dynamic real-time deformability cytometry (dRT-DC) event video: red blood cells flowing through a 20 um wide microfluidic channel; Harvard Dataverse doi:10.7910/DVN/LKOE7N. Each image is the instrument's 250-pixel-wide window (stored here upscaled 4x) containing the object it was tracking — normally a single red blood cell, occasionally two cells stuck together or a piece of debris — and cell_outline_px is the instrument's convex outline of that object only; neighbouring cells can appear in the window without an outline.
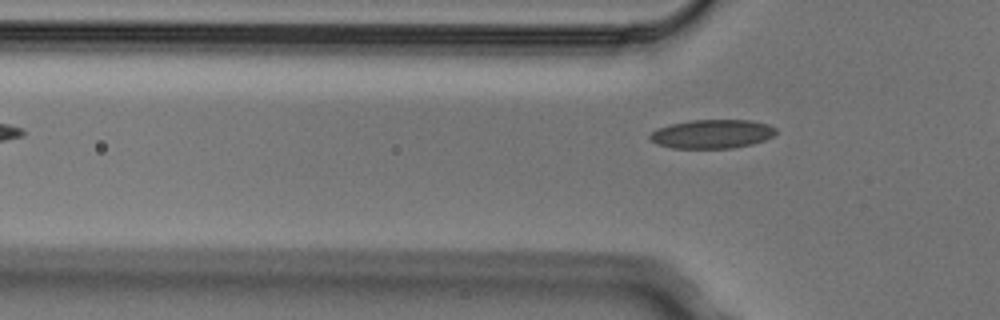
{"species": "Egyptian fruit bat (a non-hibernating species)", "species_latin": "Rousettus aegyptiacus", "temperature_condition": "cold", "stored_images_in_passage": 2, "camera_frame_rate_fps": 3000, "um_per_image_px": 0.085, "animal": {"sex": "male"}, "frame": {"image": 1, "passage_image": 2, "time_ms": 0.333, "image_size_px": [1000, 320], "cell_outline_px": [[776, 132], [772, 136], [764, 140], [752, 144], [732, 148], [672, 148], [656, 144], [648, 140], [648, 136], [656, 128], [672, 124], [692, 120], [752, 120], [768, 124], [776, 128]], "centroid_in_image_um": [60.5, 11.39], "position_along_channel_um": 65.3, "area_um2": 21.27}}